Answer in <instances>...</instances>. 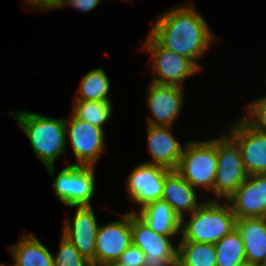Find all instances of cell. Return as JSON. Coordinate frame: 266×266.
<instances>
[{
	"mask_svg": "<svg viewBox=\"0 0 266 266\" xmlns=\"http://www.w3.org/2000/svg\"><path fill=\"white\" fill-rule=\"evenodd\" d=\"M147 143L152 165L176 170L184 147L172 134V126L147 125Z\"/></svg>",
	"mask_w": 266,
	"mask_h": 266,
	"instance_id": "2e32d148",
	"label": "cell"
},
{
	"mask_svg": "<svg viewBox=\"0 0 266 266\" xmlns=\"http://www.w3.org/2000/svg\"><path fill=\"white\" fill-rule=\"evenodd\" d=\"M216 138L188 141L176 171L194 188L214 193L217 172Z\"/></svg>",
	"mask_w": 266,
	"mask_h": 266,
	"instance_id": "277c9868",
	"label": "cell"
},
{
	"mask_svg": "<svg viewBox=\"0 0 266 266\" xmlns=\"http://www.w3.org/2000/svg\"><path fill=\"white\" fill-rule=\"evenodd\" d=\"M72 208H76L73 221L65 220L62 235L91 263V266H94L99 227L95 212L92 206H72Z\"/></svg>",
	"mask_w": 266,
	"mask_h": 266,
	"instance_id": "4fadbf2b",
	"label": "cell"
},
{
	"mask_svg": "<svg viewBox=\"0 0 266 266\" xmlns=\"http://www.w3.org/2000/svg\"><path fill=\"white\" fill-rule=\"evenodd\" d=\"M235 228L243 240L247 264L265 265L266 217L236 219Z\"/></svg>",
	"mask_w": 266,
	"mask_h": 266,
	"instance_id": "ac0fdd59",
	"label": "cell"
},
{
	"mask_svg": "<svg viewBox=\"0 0 266 266\" xmlns=\"http://www.w3.org/2000/svg\"><path fill=\"white\" fill-rule=\"evenodd\" d=\"M234 266H251V265H248L247 263H242V264H237V265H234Z\"/></svg>",
	"mask_w": 266,
	"mask_h": 266,
	"instance_id": "1f68e13d",
	"label": "cell"
},
{
	"mask_svg": "<svg viewBox=\"0 0 266 266\" xmlns=\"http://www.w3.org/2000/svg\"><path fill=\"white\" fill-rule=\"evenodd\" d=\"M95 167L70 165L59 171L55 177L54 166L46 167L53 179V189L57 199L65 206H91L95 194Z\"/></svg>",
	"mask_w": 266,
	"mask_h": 266,
	"instance_id": "5b68a950",
	"label": "cell"
},
{
	"mask_svg": "<svg viewBox=\"0 0 266 266\" xmlns=\"http://www.w3.org/2000/svg\"><path fill=\"white\" fill-rule=\"evenodd\" d=\"M131 230L132 243L145 254V261L177 259L175 236L154 232L135 210L131 211Z\"/></svg>",
	"mask_w": 266,
	"mask_h": 266,
	"instance_id": "9a60e30c",
	"label": "cell"
},
{
	"mask_svg": "<svg viewBox=\"0 0 266 266\" xmlns=\"http://www.w3.org/2000/svg\"><path fill=\"white\" fill-rule=\"evenodd\" d=\"M54 266H91L75 246L61 235L57 254L53 256Z\"/></svg>",
	"mask_w": 266,
	"mask_h": 266,
	"instance_id": "d4e9b609",
	"label": "cell"
},
{
	"mask_svg": "<svg viewBox=\"0 0 266 266\" xmlns=\"http://www.w3.org/2000/svg\"><path fill=\"white\" fill-rule=\"evenodd\" d=\"M66 140H69L77 162L70 165L96 166V161L106 149L104 129L93 126L70 114L65 118Z\"/></svg>",
	"mask_w": 266,
	"mask_h": 266,
	"instance_id": "ba28073f",
	"label": "cell"
},
{
	"mask_svg": "<svg viewBox=\"0 0 266 266\" xmlns=\"http://www.w3.org/2000/svg\"><path fill=\"white\" fill-rule=\"evenodd\" d=\"M0 266H11V265L0 264Z\"/></svg>",
	"mask_w": 266,
	"mask_h": 266,
	"instance_id": "d6a6232c",
	"label": "cell"
},
{
	"mask_svg": "<svg viewBox=\"0 0 266 266\" xmlns=\"http://www.w3.org/2000/svg\"><path fill=\"white\" fill-rule=\"evenodd\" d=\"M196 190L176 170H170L165 176L161 199L182 219L192 214L204 202L198 200Z\"/></svg>",
	"mask_w": 266,
	"mask_h": 266,
	"instance_id": "e0dca14e",
	"label": "cell"
},
{
	"mask_svg": "<svg viewBox=\"0 0 266 266\" xmlns=\"http://www.w3.org/2000/svg\"><path fill=\"white\" fill-rule=\"evenodd\" d=\"M110 80L102 68L92 69L80 82L74 101H112L109 97Z\"/></svg>",
	"mask_w": 266,
	"mask_h": 266,
	"instance_id": "44dd1931",
	"label": "cell"
},
{
	"mask_svg": "<svg viewBox=\"0 0 266 266\" xmlns=\"http://www.w3.org/2000/svg\"><path fill=\"white\" fill-rule=\"evenodd\" d=\"M246 106L247 113L242 117L255 129L266 133V96L257 98Z\"/></svg>",
	"mask_w": 266,
	"mask_h": 266,
	"instance_id": "484cf974",
	"label": "cell"
},
{
	"mask_svg": "<svg viewBox=\"0 0 266 266\" xmlns=\"http://www.w3.org/2000/svg\"><path fill=\"white\" fill-rule=\"evenodd\" d=\"M94 266H130V265L122 263L119 260H117V261L99 263V264L94 265Z\"/></svg>",
	"mask_w": 266,
	"mask_h": 266,
	"instance_id": "4dcf8cb0",
	"label": "cell"
},
{
	"mask_svg": "<svg viewBox=\"0 0 266 266\" xmlns=\"http://www.w3.org/2000/svg\"><path fill=\"white\" fill-rule=\"evenodd\" d=\"M189 215L181 219L178 242L215 244L235 229L236 217L227 201L206 199Z\"/></svg>",
	"mask_w": 266,
	"mask_h": 266,
	"instance_id": "3957f363",
	"label": "cell"
},
{
	"mask_svg": "<svg viewBox=\"0 0 266 266\" xmlns=\"http://www.w3.org/2000/svg\"><path fill=\"white\" fill-rule=\"evenodd\" d=\"M102 0H63L60 8L71 6L82 12H90L97 7Z\"/></svg>",
	"mask_w": 266,
	"mask_h": 266,
	"instance_id": "83f0119b",
	"label": "cell"
},
{
	"mask_svg": "<svg viewBox=\"0 0 266 266\" xmlns=\"http://www.w3.org/2000/svg\"><path fill=\"white\" fill-rule=\"evenodd\" d=\"M10 114L27 136L34 154L44 167H55L56 159L65 154L67 147L65 118L17 110Z\"/></svg>",
	"mask_w": 266,
	"mask_h": 266,
	"instance_id": "7a4b0ae2",
	"label": "cell"
},
{
	"mask_svg": "<svg viewBox=\"0 0 266 266\" xmlns=\"http://www.w3.org/2000/svg\"><path fill=\"white\" fill-rule=\"evenodd\" d=\"M146 91V103L152 115L147 118V125L173 127L184 106L183 87L150 81Z\"/></svg>",
	"mask_w": 266,
	"mask_h": 266,
	"instance_id": "30bf717a",
	"label": "cell"
},
{
	"mask_svg": "<svg viewBox=\"0 0 266 266\" xmlns=\"http://www.w3.org/2000/svg\"><path fill=\"white\" fill-rule=\"evenodd\" d=\"M170 170L158 165L141 163L129 173L126 187L129 201L142 209L147 204L160 200L166 174Z\"/></svg>",
	"mask_w": 266,
	"mask_h": 266,
	"instance_id": "8fae6325",
	"label": "cell"
},
{
	"mask_svg": "<svg viewBox=\"0 0 266 266\" xmlns=\"http://www.w3.org/2000/svg\"><path fill=\"white\" fill-rule=\"evenodd\" d=\"M156 233L167 236L181 234V219L164 200H156L136 212Z\"/></svg>",
	"mask_w": 266,
	"mask_h": 266,
	"instance_id": "d6986e66",
	"label": "cell"
},
{
	"mask_svg": "<svg viewBox=\"0 0 266 266\" xmlns=\"http://www.w3.org/2000/svg\"><path fill=\"white\" fill-rule=\"evenodd\" d=\"M214 244L177 242L176 266H217Z\"/></svg>",
	"mask_w": 266,
	"mask_h": 266,
	"instance_id": "7402d4cb",
	"label": "cell"
},
{
	"mask_svg": "<svg viewBox=\"0 0 266 266\" xmlns=\"http://www.w3.org/2000/svg\"><path fill=\"white\" fill-rule=\"evenodd\" d=\"M112 101H74L71 114L98 128L104 127L113 112Z\"/></svg>",
	"mask_w": 266,
	"mask_h": 266,
	"instance_id": "cb8c5ba5",
	"label": "cell"
},
{
	"mask_svg": "<svg viewBox=\"0 0 266 266\" xmlns=\"http://www.w3.org/2000/svg\"><path fill=\"white\" fill-rule=\"evenodd\" d=\"M149 34L164 48L189 58L200 70L198 59L211 47L215 35L203 15L191 3L162 12Z\"/></svg>",
	"mask_w": 266,
	"mask_h": 266,
	"instance_id": "6da1fadb",
	"label": "cell"
},
{
	"mask_svg": "<svg viewBox=\"0 0 266 266\" xmlns=\"http://www.w3.org/2000/svg\"><path fill=\"white\" fill-rule=\"evenodd\" d=\"M217 172L214 180V197L227 200L248 177L238 144L227 134L216 138Z\"/></svg>",
	"mask_w": 266,
	"mask_h": 266,
	"instance_id": "8992f818",
	"label": "cell"
},
{
	"mask_svg": "<svg viewBox=\"0 0 266 266\" xmlns=\"http://www.w3.org/2000/svg\"><path fill=\"white\" fill-rule=\"evenodd\" d=\"M141 49L150 53V65L157 76L151 80L154 83L184 87L186 78L201 71L189 58L162 47L150 34Z\"/></svg>",
	"mask_w": 266,
	"mask_h": 266,
	"instance_id": "52a82bcc",
	"label": "cell"
},
{
	"mask_svg": "<svg viewBox=\"0 0 266 266\" xmlns=\"http://www.w3.org/2000/svg\"><path fill=\"white\" fill-rule=\"evenodd\" d=\"M119 261L130 266H143L145 254L133 243L121 254Z\"/></svg>",
	"mask_w": 266,
	"mask_h": 266,
	"instance_id": "4316f807",
	"label": "cell"
},
{
	"mask_svg": "<svg viewBox=\"0 0 266 266\" xmlns=\"http://www.w3.org/2000/svg\"><path fill=\"white\" fill-rule=\"evenodd\" d=\"M228 131L239 146L248 175L266 174V133L255 129L243 117L228 126Z\"/></svg>",
	"mask_w": 266,
	"mask_h": 266,
	"instance_id": "9c48e42d",
	"label": "cell"
},
{
	"mask_svg": "<svg viewBox=\"0 0 266 266\" xmlns=\"http://www.w3.org/2000/svg\"><path fill=\"white\" fill-rule=\"evenodd\" d=\"M120 220L101 224L97 230L95 265L119 260L132 244L131 212L120 215Z\"/></svg>",
	"mask_w": 266,
	"mask_h": 266,
	"instance_id": "7c38bea8",
	"label": "cell"
},
{
	"mask_svg": "<svg viewBox=\"0 0 266 266\" xmlns=\"http://www.w3.org/2000/svg\"><path fill=\"white\" fill-rule=\"evenodd\" d=\"M63 0H24L25 5L29 4L31 9L41 11V10H51V9H59L62 5Z\"/></svg>",
	"mask_w": 266,
	"mask_h": 266,
	"instance_id": "f1b7e54d",
	"label": "cell"
},
{
	"mask_svg": "<svg viewBox=\"0 0 266 266\" xmlns=\"http://www.w3.org/2000/svg\"><path fill=\"white\" fill-rule=\"evenodd\" d=\"M177 259H159L145 261L143 266H176Z\"/></svg>",
	"mask_w": 266,
	"mask_h": 266,
	"instance_id": "f546056e",
	"label": "cell"
},
{
	"mask_svg": "<svg viewBox=\"0 0 266 266\" xmlns=\"http://www.w3.org/2000/svg\"><path fill=\"white\" fill-rule=\"evenodd\" d=\"M214 246L217 266H234L247 263L244 243L236 228L226 234Z\"/></svg>",
	"mask_w": 266,
	"mask_h": 266,
	"instance_id": "603a6c76",
	"label": "cell"
},
{
	"mask_svg": "<svg viewBox=\"0 0 266 266\" xmlns=\"http://www.w3.org/2000/svg\"><path fill=\"white\" fill-rule=\"evenodd\" d=\"M9 250L12 266H54L53 254L34 234H24Z\"/></svg>",
	"mask_w": 266,
	"mask_h": 266,
	"instance_id": "ffe728a7",
	"label": "cell"
},
{
	"mask_svg": "<svg viewBox=\"0 0 266 266\" xmlns=\"http://www.w3.org/2000/svg\"><path fill=\"white\" fill-rule=\"evenodd\" d=\"M226 201L236 219L266 217V174L248 175Z\"/></svg>",
	"mask_w": 266,
	"mask_h": 266,
	"instance_id": "5bb4252c",
	"label": "cell"
}]
</instances>
